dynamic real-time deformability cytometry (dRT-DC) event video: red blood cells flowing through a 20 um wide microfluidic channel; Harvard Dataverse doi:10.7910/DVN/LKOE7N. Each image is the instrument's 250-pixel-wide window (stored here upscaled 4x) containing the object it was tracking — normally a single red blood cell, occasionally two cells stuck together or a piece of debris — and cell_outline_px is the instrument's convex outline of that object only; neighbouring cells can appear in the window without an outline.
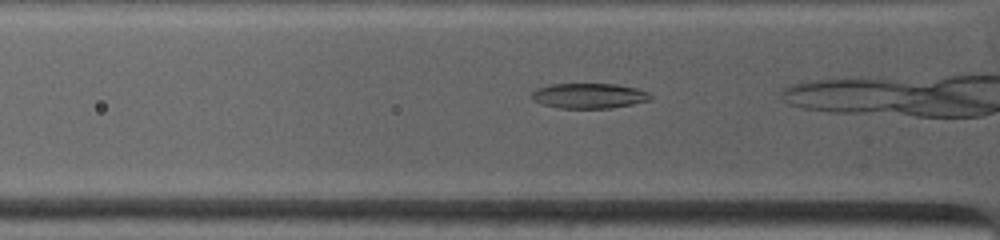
{"species": "common noctule bat (a hibernating species)", "species_latin": "Nyctalus noctula", "temperature_condition": "warm", "stored_images_in_passage": 36, "camera_frame_rate_fps": 4500, "um_per_image_px": 0.085, "animal": {"sex": "female", "body_mass_g": 19.0, "forearm_length_mm": 53.3}, "frame": {"image": 1, "passage_image": 3, "time_ms": 0.667, "image_size_px": [1000, 240], "cell_outline_px": [[652, 96], [648, 100], [632, 104], [612, 108], [560, 108], [544, 104], [532, 100], [532, 92], [536, 88], [552, 84], [616, 84], [636, 88], [648, 92]], "centroid_in_image_um": [50.05, 8.14], "position_along_channel_um": 75.7, "area_um2": 17.28}}
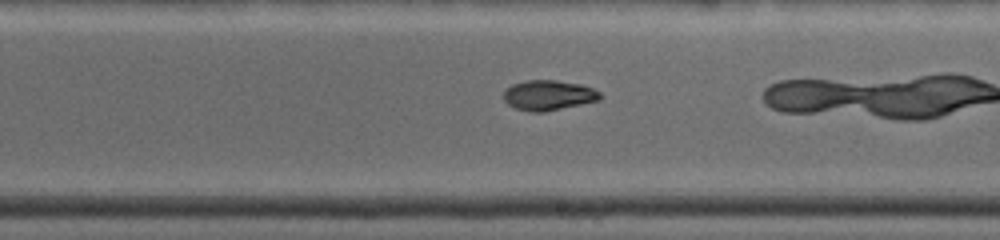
{"frame": {"image": 2, "passage_image": 20, "time_ms": 4.889, "image_size_px": [1000, 240], "cell_outline_px": [[604, 96], [600, 100], [544, 112], [528, 112], [516, 108], [508, 104], [500, 96], [512, 84], [524, 80], [556, 80], [580, 84], [592, 88], [600, 92]], "centroid_in_image_um": [46.61, 8.09], "position_along_channel_um": 242.4, "area_um2": 17.11}}
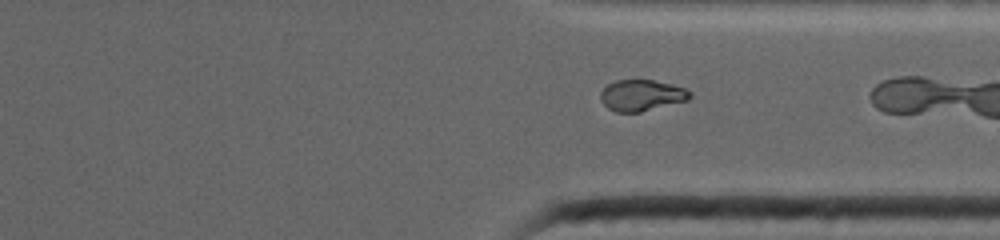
{"frame": {"image": 3, "passage_image": 31, "time_ms": 7.778, "image_size_px": [1000, 240], "cell_outline_px": [[692, 96], [688, 100], [640, 112], [616, 112], [608, 108], [600, 100], [600, 92], [608, 84], [616, 80], [652, 80], [672, 84], [684, 88], [692, 92]], "centroid_in_image_um": [54.54, 8.1], "position_along_channel_um": 356.9, "area_um2": 16.24}}